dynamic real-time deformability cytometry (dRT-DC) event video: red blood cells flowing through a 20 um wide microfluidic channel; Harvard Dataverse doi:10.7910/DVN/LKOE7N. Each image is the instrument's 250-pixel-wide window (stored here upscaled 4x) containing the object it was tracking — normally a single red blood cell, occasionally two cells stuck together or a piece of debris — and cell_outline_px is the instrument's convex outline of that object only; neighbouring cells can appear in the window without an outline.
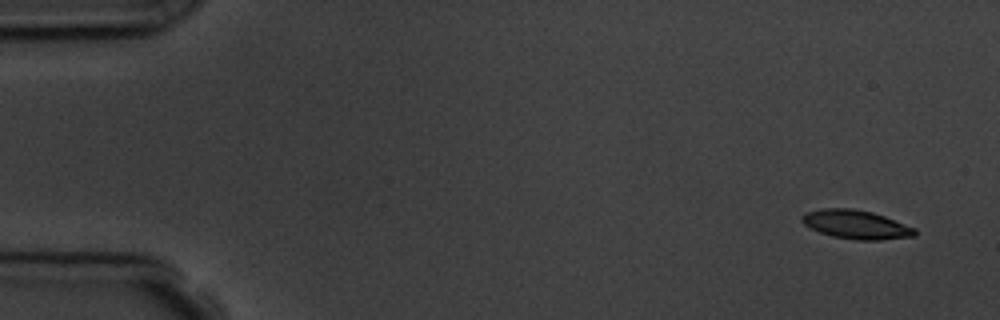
{"species": "common noctule bat (a hibernating species)", "species_latin": "Nyctalus noctula", "temperature_condition": "room temperature", "stored_images_in_passage": 5, "camera_frame_rate_fps": 3000, "um_per_image_px": 0.085, "animal": {"sex": "male", "body_mass_g": 19.5, "forearm_length_mm": 54.6}, "frame": {"image": 1, "passage_image": 1, "time_ms": 0.0, "image_size_px": [1000, 320], "cell_outline_px": [[916, 236], [880, 240], [856, 240], [832, 236], [820, 232], [804, 224], [800, 220], [800, 216], [804, 212], [824, 208], [852, 208], [872, 212], [884, 216], [916, 228]], "centroid_in_image_um": [72.75, 19.08], "position_along_channel_um": 12.2, "area_um2": 19.02}}
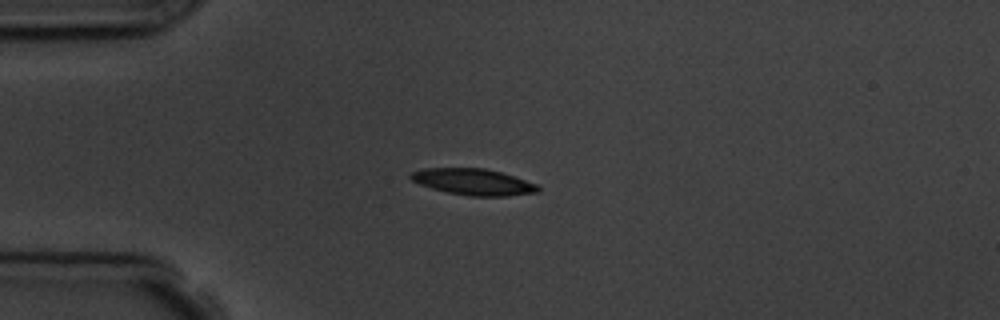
{"frame": {"image": 2, "passage_image": 4, "time_ms": 3.667, "image_size_px": [1000, 320], "cell_outline_px": [[540, 192], [508, 196], [468, 196], [448, 192], [432, 188], [420, 184], [412, 180], [408, 176], [412, 172], [424, 168], [484, 168], [500, 172], [536, 184], [540, 188]], "centroid_in_image_um": [40.23, 15.46], "position_along_channel_um": 44.8, "area_um2": 19.36}}